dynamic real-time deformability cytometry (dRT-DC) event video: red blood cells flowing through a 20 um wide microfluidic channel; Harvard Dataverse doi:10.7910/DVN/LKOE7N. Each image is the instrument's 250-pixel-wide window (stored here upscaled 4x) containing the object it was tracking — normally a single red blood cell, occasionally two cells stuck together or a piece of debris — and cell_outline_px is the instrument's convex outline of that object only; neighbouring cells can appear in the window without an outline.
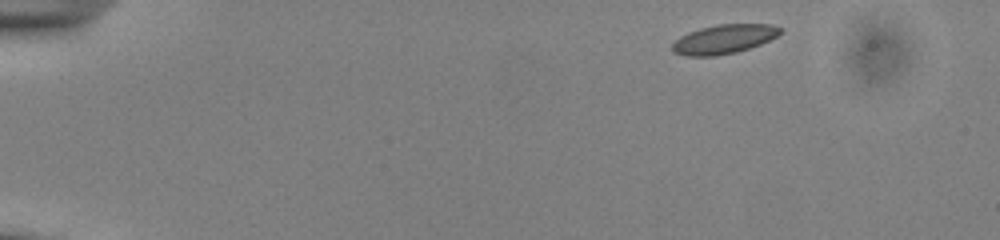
{"species": "common noctule bat (a hibernating species)", "species_latin": "Nyctalus noctula", "temperature_condition": "cold", "stored_images_in_passage": 48, "camera_frame_rate_fps": 3000, "um_per_image_px": 0.085, "animal": {"sex": "male", "body_mass_g": 13.0, "forearm_length_mm": 53.1}, "frame": {"image": 1, "passage_image": 1, "time_ms": 0.0, "image_size_px": [1000, 240], "cell_outline_px": [[784, 32], [760, 44], [736, 52], [716, 56], [688, 56], [672, 52], [672, 44], [680, 36], [688, 32], [700, 28], [716, 24], [772, 24], [784, 28]], "centroid_in_image_um": [61.55, 3.32], "position_along_channel_um": 23.5, "area_um2": 18.44}}
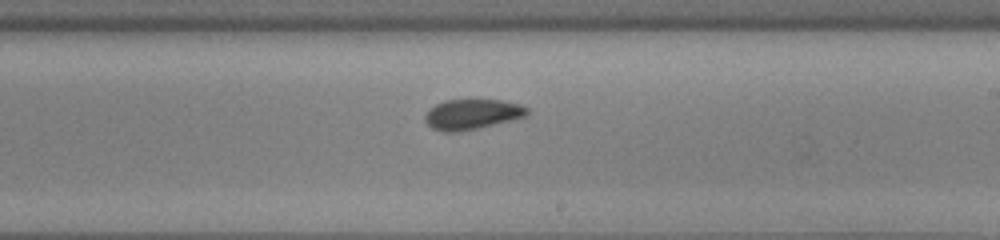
{"frame": {"image": 2, "passage_image": 27, "time_ms": 8.667, "image_size_px": [1000, 240], "cell_outline_px": [[528, 112], [524, 116], [480, 128], [460, 132], [444, 132], [432, 128], [424, 120], [424, 116], [436, 104], [444, 100], [504, 100], [520, 104], [528, 108]], "centroid_in_image_um": [40.11, 9.72], "position_along_channel_um": 248.9, "area_um2": 17.86}}
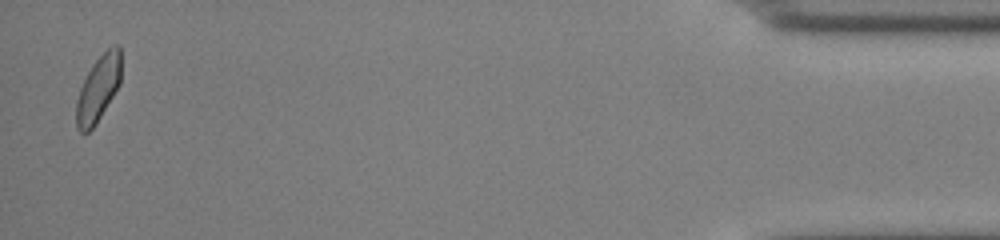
{"frame": {"image": 3, "passage_image": 47, "time_ms": 15.333, "image_size_px": [1000, 240], "cell_outline_px": [[120, 84], [96, 124], [88, 132], [80, 132], [76, 128], [76, 100], [80, 88], [88, 72], [96, 60], [108, 48], [116, 44], [120, 44]], "centroid_in_image_um": [8.34, 7.55], "position_along_channel_um": 426.9, "area_um2": 17.05}, "authors_computed_cell_mechanics": {"area_um2": 17.918, "velocity_mm_per_s": 3.8403, "shape_relaxation_time_tau1_ms": 5.1203, "shape_relaxation_time_tau2_ms": 1.937, "deformation_change_tau1": 0.0712, "deformation_change_tau2": 0.0605}}